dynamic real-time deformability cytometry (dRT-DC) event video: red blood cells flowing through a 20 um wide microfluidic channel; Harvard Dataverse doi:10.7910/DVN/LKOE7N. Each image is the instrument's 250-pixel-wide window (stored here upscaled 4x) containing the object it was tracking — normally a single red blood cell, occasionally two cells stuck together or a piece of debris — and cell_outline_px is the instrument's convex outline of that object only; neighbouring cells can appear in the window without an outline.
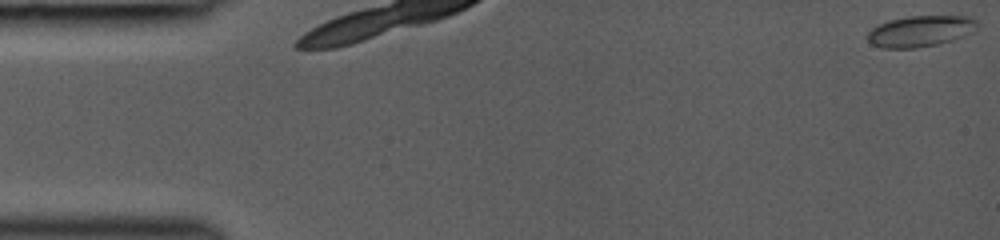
{"species": "common noctule bat (a hibernating species)", "species_latin": "Nyctalus noctula", "temperature_condition": "room temperature", "stored_images_in_passage": 6, "camera_frame_rate_fps": 3000, "um_per_image_px": 0.085, "animal": {"sex": "female", "body_mass_g": 19.0, "forearm_length_mm": 53.3}, "frame": {"image": 1, "passage_image": 1, "time_ms": 0.0, "image_size_px": [1000, 240], "cell_outline_px": [[980, 24], [972, 32], [964, 36], [952, 40], [936, 44], [916, 48], [880, 48], [872, 44], [864, 36], [872, 28], [888, 20], [908, 16], [968, 16], [976, 20]], "centroid_in_image_um": [78.22, 2.65], "position_along_channel_um": 6.8, "area_um2": 20.0}}
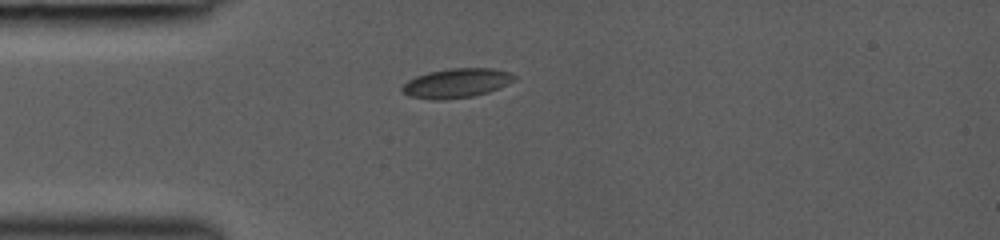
{"frame": {"image": 2, "passage_image": 5, "time_ms": 4.0, "image_size_px": [1000, 240], "cell_outline_px": [[516, 80], [508, 84], [488, 92], [472, 96], [444, 100], [432, 100], [408, 96], [400, 88], [408, 80], [416, 76], [428, 72], [452, 68], [492, 68], [508, 72], [516, 76]], "centroid_in_image_um": [38.79, 7.07], "position_along_channel_um": 46.2, "area_um2": 19.19}}